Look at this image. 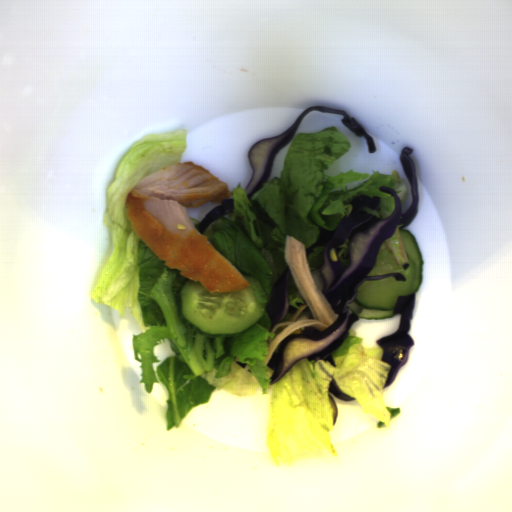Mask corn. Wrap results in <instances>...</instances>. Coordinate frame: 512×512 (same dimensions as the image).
Wrapping results in <instances>:
<instances>
[{
	"label": "corn",
	"mask_w": 512,
	"mask_h": 512,
	"mask_svg": "<svg viewBox=\"0 0 512 512\" xmlns=\"http://www.w3.org/2000/svg\"><path fill=\"white\" fill-rule=\"evenodd\" d=\"M328 256L332 262H338L337 252L334 247L329 250Z\"/></svg>",
	"instance_id": "corn-1"
}]
</instances>
